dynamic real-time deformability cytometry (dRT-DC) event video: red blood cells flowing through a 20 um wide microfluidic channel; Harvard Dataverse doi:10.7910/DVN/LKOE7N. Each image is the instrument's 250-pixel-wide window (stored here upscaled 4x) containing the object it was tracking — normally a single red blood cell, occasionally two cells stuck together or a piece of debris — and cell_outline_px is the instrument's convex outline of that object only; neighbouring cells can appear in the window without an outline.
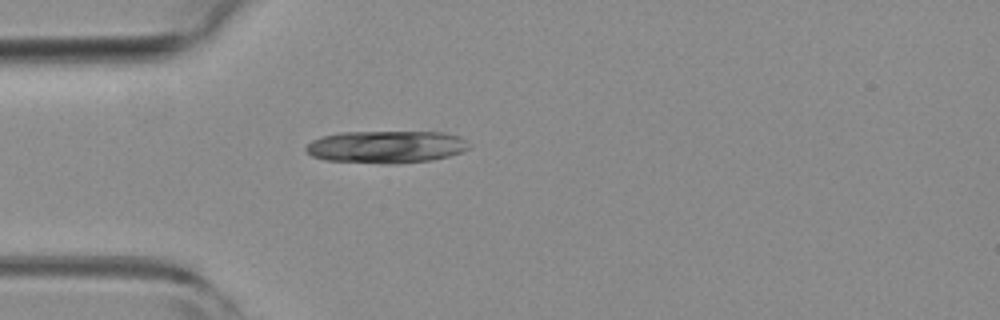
{"species": "common noctule bat (a hibernating species)", "species_latin": "Nyctalus noctula", "temperature_condition": "room temperature", "stored_images_in_passage": 4, "camera_frame_rate_fps": 3000, "um_per_image_px": 0.085, "animal": {"sex": "female", "body_mass_g": 19.3, "forearm_length_mm": 54.1}, "frame": {"image": 1, "passage_image": 4, "time_ms": 1.0, "image_size_px": [1000, 320], "cell_outline_px": [[472, 144], [464, 152], [432, 160], [392, 164], [388, 164], [324, 160], [312, 156], [304, 148], [312, 140], [324, 136], [340, 132], [444, 132], [460, 136]], "centroid_in_image_um": [32.87, 12.48], "position_along_channel_um": 52.1, "area_um2": 30.98}}